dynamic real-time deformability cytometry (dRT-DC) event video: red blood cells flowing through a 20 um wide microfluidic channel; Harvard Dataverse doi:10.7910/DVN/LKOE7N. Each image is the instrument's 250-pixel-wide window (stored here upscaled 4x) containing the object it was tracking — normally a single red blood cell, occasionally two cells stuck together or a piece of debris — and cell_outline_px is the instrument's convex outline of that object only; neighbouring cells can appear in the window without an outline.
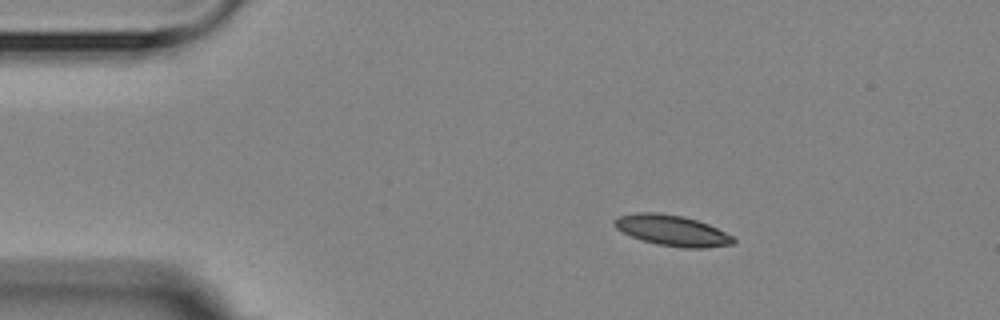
{"species": "Egyptian fruit bat (a non-hibernating species)", "species_latin": "Rousettus aegyptiacus", "temperature_condition": "room temperature", "stored_images_in_passage": 3, "camera_frame_rate_fps": 3000, "um_per_image_px": 0.085, "animal": {"sex": "female"}, "frame": {"image": 1, "passage_image": 2, "time_ms": 1.333, "image_size_px": [1000, 320], "cell_outline_px": [[736, 240], [732, 244], [704, 248], [684, 248], [660, 244], [644, 240], [632, 236], [616, 228], [612, 224], [612, 220], [620, 216], [636, 212], [656, 212], [684, 216], [708, 224], [732, 236]], "centroid_in_image_um": [57.11, 19.58], "position_along_channel_um": 27.9, "area_um2": 21.04}}